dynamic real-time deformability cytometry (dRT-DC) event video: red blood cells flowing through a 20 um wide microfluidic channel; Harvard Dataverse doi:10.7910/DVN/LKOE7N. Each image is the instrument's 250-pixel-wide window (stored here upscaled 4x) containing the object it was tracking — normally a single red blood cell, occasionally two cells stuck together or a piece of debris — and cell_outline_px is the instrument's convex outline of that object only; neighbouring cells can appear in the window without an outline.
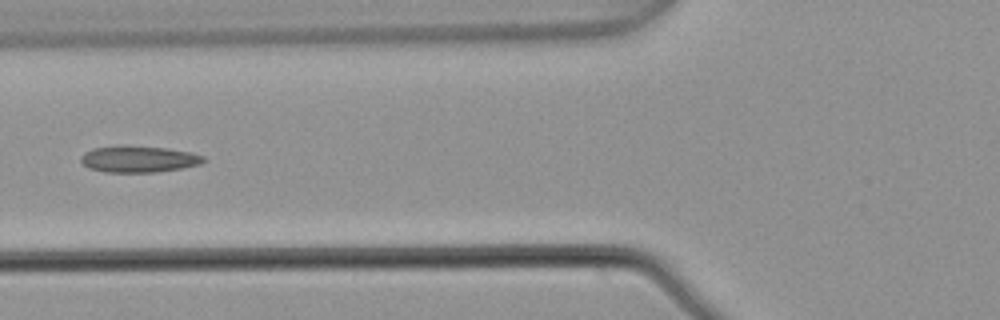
{"species": "common noctule bat (a hibernating species)", "species_latin": "Nyctalus noctula", "temperature_condition": "warm", "stored_images_in_passage": 5, "camera_frame_rate_fps": 3000, "um_per_image_px": 0.085, "animal": {"sex": "male", "body_mass_g": 21.5, "forearm_length_mm": 52.0}, "frame": {"image": 1, "passage_image": 5, "time_ms": 1.333, "image_size_px": [1000, 320], "cell_outline_px": [[208, 160], [200, 164], [180, 168], [156, 172], [104, 172], [88, 168], [80, 160], [80, 156], [84, 152], [92, 148], [116, 144], [124, 144], [168, 148], [192, 152], [204, 156]], "centroid_in_image_um": [11.76, 13.49], "position_along_channel_um": 114.0, "area_um2": 19.48}}